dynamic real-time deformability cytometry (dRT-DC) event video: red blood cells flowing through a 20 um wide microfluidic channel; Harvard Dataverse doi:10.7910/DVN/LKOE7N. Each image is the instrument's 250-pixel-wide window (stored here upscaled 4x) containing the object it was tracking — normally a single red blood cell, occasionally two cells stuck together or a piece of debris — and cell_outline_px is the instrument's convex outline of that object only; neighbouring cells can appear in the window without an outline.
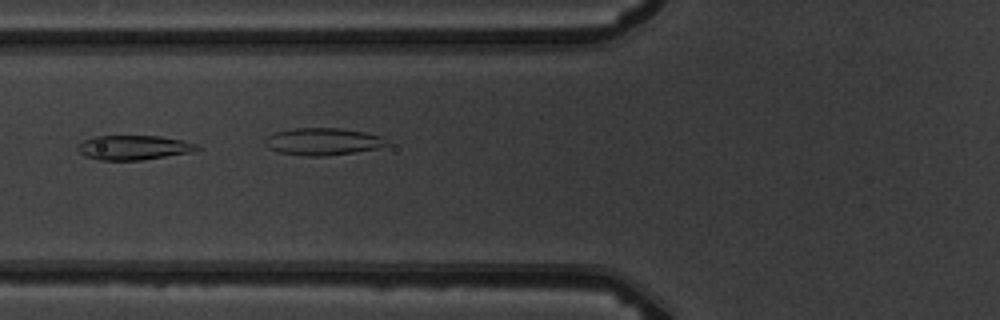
{"species": "common noctule bat (a hibernating species)", "species_latin": "Nyctalus noctula", "temperature_condition": "warm", "stored_images_in_passage": 2, "camera_frame_rate_fps": 3000, "um_per_image_px": 0.085, "animal": {"sex": "male", "body_mass_g": 19.5, "forearm_length_mm": 54.6}, "frame": {"image": 1, "passage_image": 2, "time_ms": 1.0, "image_size_px": [1000, 320], "cell_outline_px": [[200, 148], [196, 152], [140, 160], [100, 160], [84, 156], [76, 148], [84, 140], [96, 136], [160, 136], [184, 140], [196, 144]], "centroid_in_image_um": [11.41, 12.54], "position_along_channel_um": 114.4, "area_um2": 17.11}}